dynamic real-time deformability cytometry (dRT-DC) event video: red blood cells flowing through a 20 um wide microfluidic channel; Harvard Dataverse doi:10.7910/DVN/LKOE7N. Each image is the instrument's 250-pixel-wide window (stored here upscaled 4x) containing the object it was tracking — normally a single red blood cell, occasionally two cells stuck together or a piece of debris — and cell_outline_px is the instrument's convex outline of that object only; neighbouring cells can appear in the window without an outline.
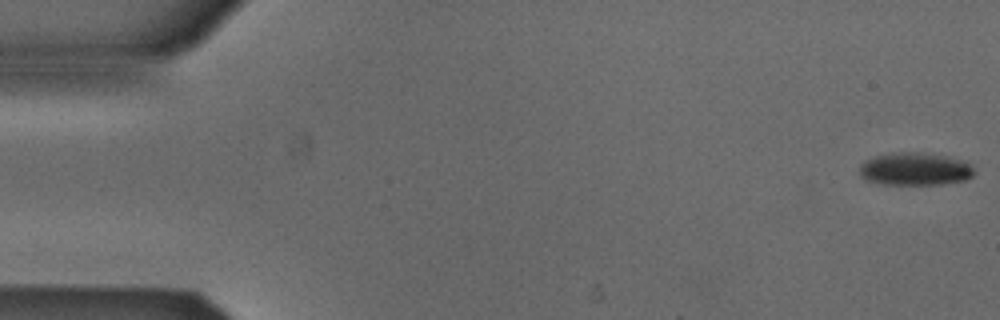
{"species": "Egyptian fruit bat (a non-hibernating species)", "species_latin": "Rousettus aegyptiacus", "temperature_condition": "cold", "stored_images_in_passage": 4, "camera_frame_rate_fps": 3000, "um_per_image_px": 0.085, "animal": {"sex": "male"}, "frame": {"image": 1, "passage_image": 1, "time_ms": 0.0, "image_size_px": [1000, 320], "cell_outline_px": [[976, 172], [972, 176], [964, 180], [944, 184], [884, 184], [868, 180], [860, 176], [860, 164], [864, 160], [876, 156], [892, 152], [920, 152], [944, 156], [968, 164]], "centroid_in_image_um": [77.72, 14.37], "position_along_channel_um": 7.3, "area_um2": 21.62}}